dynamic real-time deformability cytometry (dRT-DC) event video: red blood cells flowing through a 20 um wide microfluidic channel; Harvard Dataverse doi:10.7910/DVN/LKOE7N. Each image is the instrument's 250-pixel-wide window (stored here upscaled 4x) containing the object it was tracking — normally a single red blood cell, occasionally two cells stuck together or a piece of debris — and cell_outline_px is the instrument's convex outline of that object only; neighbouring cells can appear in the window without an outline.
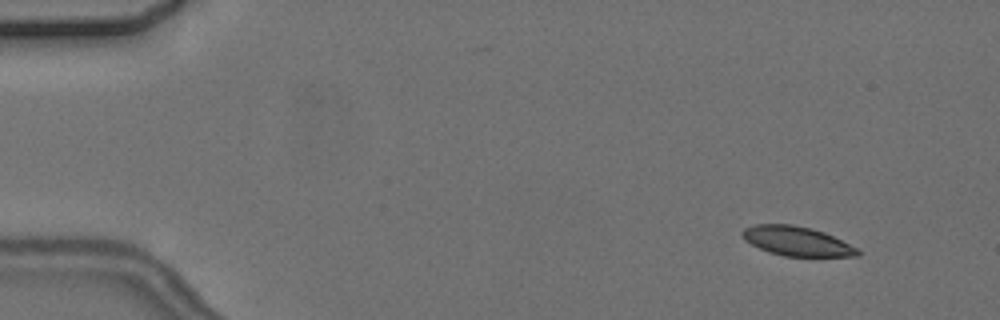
{"species": "common noctule bat (a hibernating species)", "species_latin": "Nyctalus noctula", "temperature_condition": "cold", "stored_images_in_passage": 5, "camera_frame_rate_fps": 3000, "um_per_image_px": 0.085, "animal": {"sex": "female", "body_mass_g": 24.6, "forearm_length_mm": 56.2}, "frame": {"image": 1, "passage_image": 1, "time_ms": 0.0, "image_size_px": [1000, 320], "cell_outline_px": [[860, 256], [784, 256], [768, 252], [744, 240], [740, 232], [744, 228], [756, 224], [792, 224], [812, 228], [824, 232], [860, 248]], "centroid_in_image_um": [67.75, 20.49], "position_along_channel_um": 17.3, "area_um2": 19.88}}
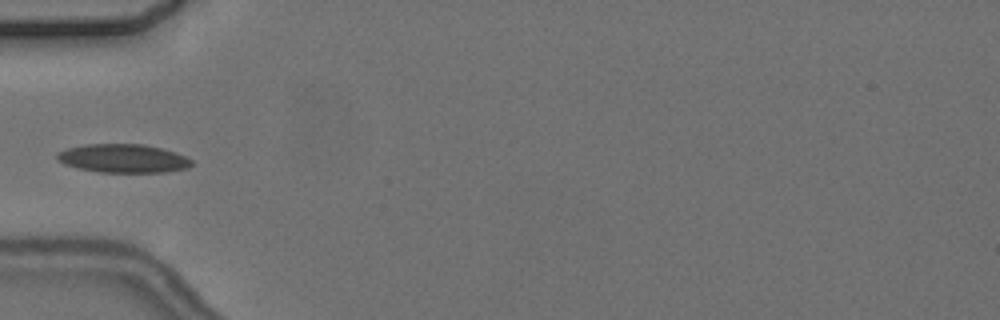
{"frame": {"image": 2, "passage_image": 5, "time_ms": 4.667, "image_size_px": [1000, 320], "cell_outline_px": [[192, 164], [188, 168], [168, 172], [100, 172], [76, 168], [64, 164], [56, 160], [56, 152], [68, 148], [84, 144], [144, 144], [176, 152], [192, 160]], "centroid_in_image_um": [10.44, 13.46], "position_along_channel_um": 74.6, "area_um2": 22.54}}